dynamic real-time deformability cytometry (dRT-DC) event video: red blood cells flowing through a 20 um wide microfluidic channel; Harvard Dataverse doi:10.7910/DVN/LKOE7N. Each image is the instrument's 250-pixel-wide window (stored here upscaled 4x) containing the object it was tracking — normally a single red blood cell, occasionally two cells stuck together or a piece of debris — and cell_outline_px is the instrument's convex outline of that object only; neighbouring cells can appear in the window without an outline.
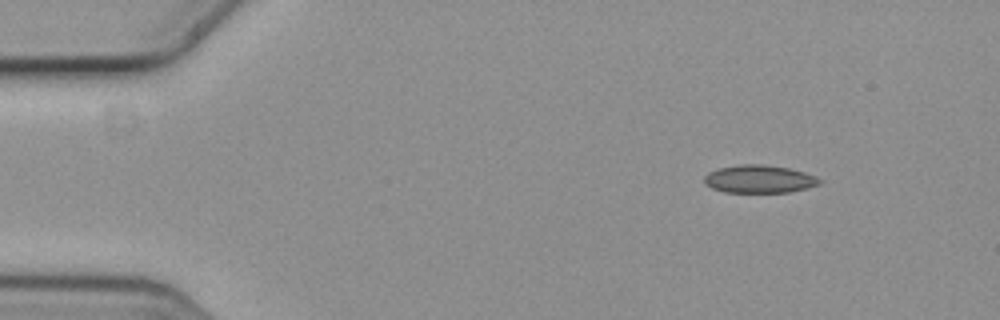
{"species": "common noctule bat (a hibernating species)", "species_latin": "Nyctalus noctula", "temperature_condition": "cold", "stored_images_in_passage": 3, "camera_frame_rate_fps": 3000, "um_per_image_px": 0.085, "animal": {"sex": "female", "body_mass_g": 19.3, "forearm_length_mm": 54.1}, "frame": {"image": 1, "passage_image": 1, "time_ms": 0.0, "image_size_px": [1000, 320], "cell_outline_px": [[824, 180], [820, 184], [808, 188], [788, 192], [724, 192], [712, 188], [704, 184], [704, 176], [708, 172], [716, 168], [740, 164], [760, 164], [788, 168], [804, 172], [816, 176]], "centroid_in_image_um": [64.53, 15.22], "position_along_channel_um": 20.5, "area_um2": 18.9}}